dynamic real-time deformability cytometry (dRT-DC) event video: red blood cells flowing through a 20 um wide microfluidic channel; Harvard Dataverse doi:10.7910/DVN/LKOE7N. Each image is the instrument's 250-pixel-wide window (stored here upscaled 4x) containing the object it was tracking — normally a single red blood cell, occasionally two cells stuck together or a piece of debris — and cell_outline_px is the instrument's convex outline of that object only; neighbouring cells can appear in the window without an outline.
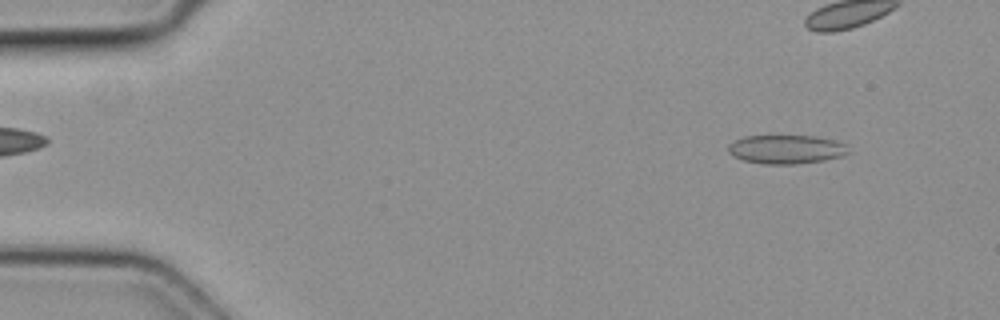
{"species": "common noctule bat (a hibernating species)", "species_latin": "Nyctalus noctula", "temperature_condition": "cold", "stored_images_in_passage": 7, "camera_frame_rate_fps": 3000, "um_per_image_px": 0.085, "animal": {"sex": "female", "body_mass_g": 19.3, "forearm_length_mm": 54.1}, "frame": {"image": 1, "passage_image": 2, "time_ms": 0.333, "image_size_px": [1000, 320], "cell_outline_px": [[848, 152], [840, 156], [824, 160], [796, 164], [764, 164], [744, 160], [728, 152], [728, 144], [744, 136], [816, 136], [836, 140], [844, 144]], "centroid_in_image_um": [66.81, 12.69], "position_along_channel_um": 18.2, "area_um2": 19.94}}
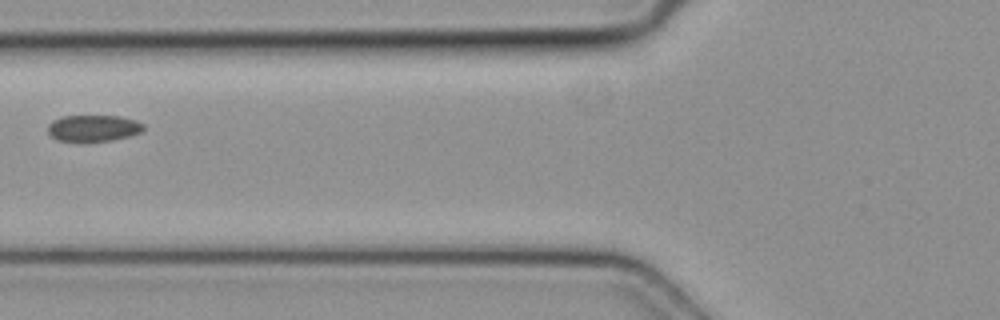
{"frame": {"image": 2, "passage_image": 6, "time_ms": 1.667, "image_size_px": [1000, 320], "cell_outline_px": [[144, 128], [140, 132], [128, 136], [112, 140], [56, 140], [48, 132], [48, 124], [52, 120], [64, 116], [120, 116], [136, 120], [144, 124]], "centroid_in_image_um": [7.94, 10.87], "position_along_channel_um": 117.9, "area_um2": 14.45}}
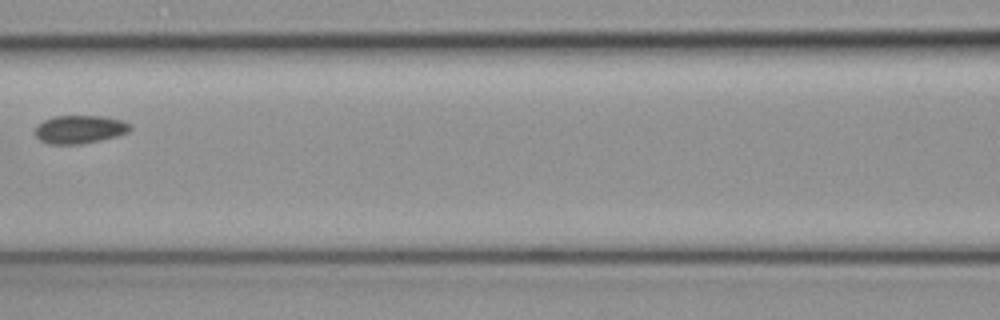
{"frame": {"image": 3, "passage_image": 7, "time_ms": 2.0, "image_size_px": [1000, 320], "cell_outline_px": [[132, 128], [128, 132], [116, 136], [100, 140], [80, 144], [48, 144], [40, 140], [36, 136], [36, 128], [44, 120], [52, 116], [104, 116], [124, 120], [132, 124]], "centroid_in_image_um": [6.82, 10.99], "position_along_channel_um": 159.8, "area_um2": 15.66}}